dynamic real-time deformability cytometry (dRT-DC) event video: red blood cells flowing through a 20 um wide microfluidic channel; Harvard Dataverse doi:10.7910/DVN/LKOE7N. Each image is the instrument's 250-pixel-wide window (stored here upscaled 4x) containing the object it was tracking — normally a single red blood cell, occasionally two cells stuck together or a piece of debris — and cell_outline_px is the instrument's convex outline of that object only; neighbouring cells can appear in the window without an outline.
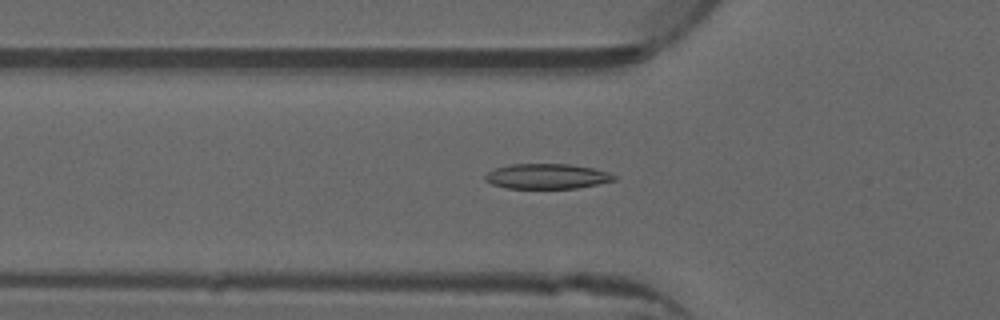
{"species": "common noctule bat (a hibernating species)", "species_latin": "Nyctalus noctula", "temperature_condition": "warm", "stored_images_in_passage": 45, "camera_frame_rate_fps": 3000, "um_per_image_px": 0.085, "animal": {"sex": "male", "forearm_length_mm": 52.5}, "frame": {"image": 1, "passage_image": 11, "time_ms": 3.333, "image_size_px": [1000, 320], "cell_outline_px": [[616, 180], [576, 188], [508, 188], [492, 184], [484, 180], [484, 176], [488, 172], [496, 168], [512, 164], [572, 164], [592, 168], [608, 172], [616, 176]], "centroid_in_image_um": [46.48, 14.98], "position_along_channel_um": 79.3, "area_um2": 18.73}}
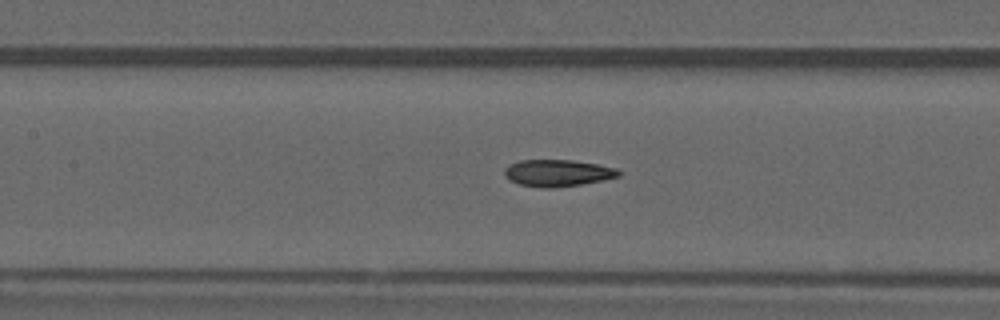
{"frame": {"image": 2, "passage_image": 17, "time_ms": 5.333, "image_size_px": [1000, 320], "cell_outline_px": [[620, 176], [604, 180], [580, 184], [552, 188], [540, 188], [520, 184], [508, 180], [504, 176], [504, 168], [508, 164], [520, 160], [572, 160], [596, 164], [616, 168], [620, 172]], "centroid_in_image_um": [47.35, 14.7], "position_along_channel_um": 160.1, "area_um2": 17.92}}
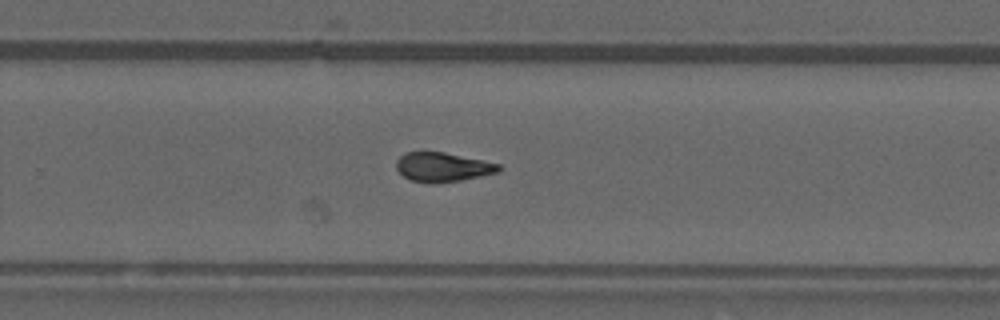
{"frame": {"image": 3, "passage_image": 27, "time_ms": 8.667, "image_size_px": [1000, 320], "cell_outline_px": [[500, 172], [460, 180], [432, 184], [428, 184], [408, 180], [396, 168], [396, 160], [400, 156], [408, 152], [444, 152], [500, 164]], "centroid_in_image_um": [37.6, 14.22], "position_along_channel_um": 292.2, "area_um2": 17.46}, "authors_computed_cell_mechanics": {"area_um2": 17.7446, "velocity_mm_per_s": 3.9838, "shape_relaxation_time_tau1_ms": 10.698, "shape_relaxation_time_tau2_ms": 3.0736, "deformation_change_tau1": 0.2582, "deformation_change_tau2": 0.1077}}